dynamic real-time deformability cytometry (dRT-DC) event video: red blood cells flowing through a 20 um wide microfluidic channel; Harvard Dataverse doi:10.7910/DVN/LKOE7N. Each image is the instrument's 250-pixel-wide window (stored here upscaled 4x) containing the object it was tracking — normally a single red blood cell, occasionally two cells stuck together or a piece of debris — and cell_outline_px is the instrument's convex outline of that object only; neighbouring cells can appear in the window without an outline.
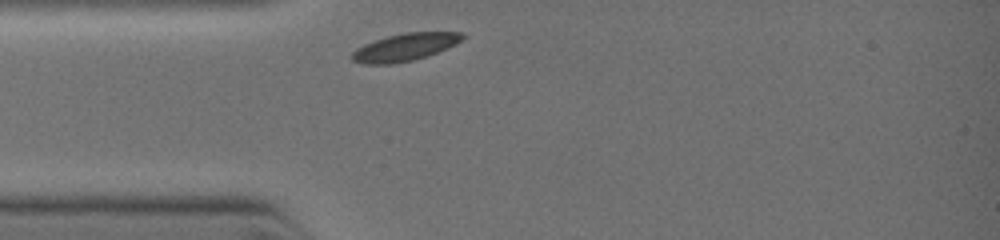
{"species": "common noctule bat (a hibernating species)", "species_latin": "Nyctalus noctula", "temperature_condition": "warm", "stored_images_in_passage": 5, "camera_frame_rate_fps": 3000, "um_per_image_px": 0.085, "animal": {"sex": "female", "body_mass_g": 19.0, "forearm_length_mm": 51.5}, "frame": {"image": 1, "passage_image": 1, "time_ms": 0.0, "image_size_px": [1000, 240], "cell_outline_px": [[464, 36], [460, 40], [436, 52], [412, 60], [392, 64], [364, 64], [352, 60], [352, 52], [356, 48], [364, 44], [388, 36], [404, 32], [464, 32]], "centroid_in_image_um": [34.35, 4.0], "position_along_channel_um": 50.7, "area_um2": 17.22}}